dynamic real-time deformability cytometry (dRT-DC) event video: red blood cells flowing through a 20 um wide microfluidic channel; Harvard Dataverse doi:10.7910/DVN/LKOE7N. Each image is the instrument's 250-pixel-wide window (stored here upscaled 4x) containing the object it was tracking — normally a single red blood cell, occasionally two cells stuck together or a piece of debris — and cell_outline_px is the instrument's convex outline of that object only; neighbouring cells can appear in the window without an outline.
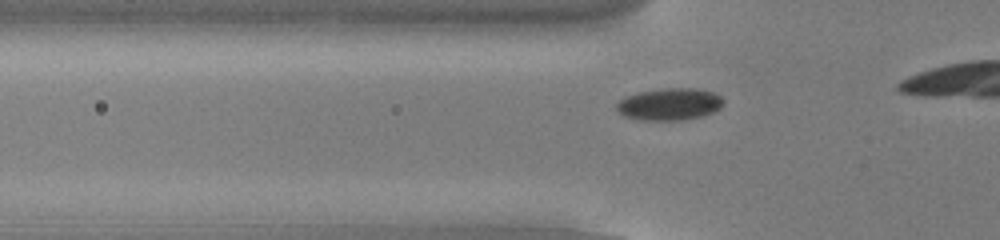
{"species": "common noctule bat (a hibernating species)", "species_latin": "Nyctalus noctula", "temperature_condition": "cold", "stored_images_in_passage": 12, "camera_frame_rate_fps": 3000, "um_per_image_px": 0.085, "animal": {"sex": "male", "body_mass_g": 13.0, "forearm_length_mm": 53.1}, "frame": {"image": 1, "passage_image": 3, "time_ms": 0.667, "image_size_px": [1000, 240], "cell_outline_px": [[724, 100], [720, 108], [704, 116], [684, 120], [636, 120], [624, 116], [616, 108], [616, 104], [624, 96], [640, 92], [664, 88], [696, 88], [712, 92], [720, 96]], "centroid_in_image_um": [56.9, 8.86], "position_along_channel_um": 68.9, "area_um2": 20.06}}
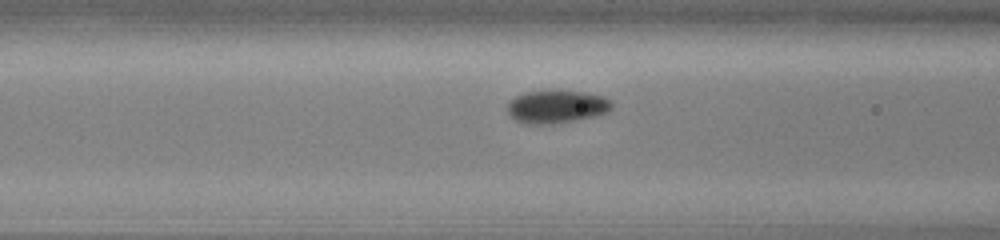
{"frame": {"image": 2, "passage_image": 7, "time_ms": 2.0, "image_size_px": [1000, 240], "cell_outline_px": [[612, 108], [608, 112], [596, 116], [576, 120], [552, 124], [520, 124], [508, 112], [508, 100], [524, 92], [552, 88], [584, 92], [604, 96], [612, 100]], "centroid_in_image_um": [47.31, 9.03], "position_along_channel_um": 119.3, "area_um2": 20.81}}
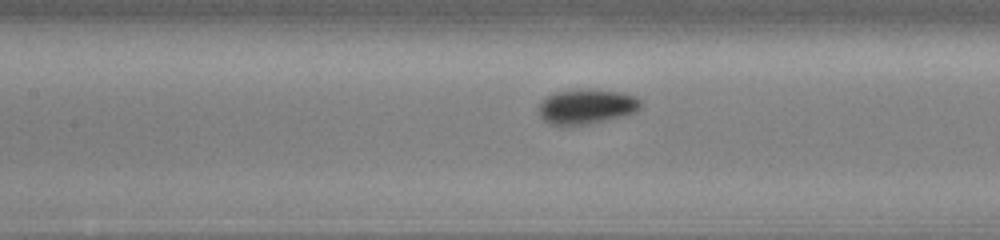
{"frame": {"image": 3, "passage_image": 10, "time_ms": 3.0, "image_size_px": [1000, 240], "cell_outline_px": [[644, 104], [636, 112], [620, 116], [584, 124], [552, 124], [544, 120], [540, 116], [540, 100], [552, 92], [584, 88], [596, 88], [624, 92], [636, 96]], "centroid_in_image_um": [49.89, 8.99], "position_along_channel_um": 157.5, "area_um2": 20.87}}